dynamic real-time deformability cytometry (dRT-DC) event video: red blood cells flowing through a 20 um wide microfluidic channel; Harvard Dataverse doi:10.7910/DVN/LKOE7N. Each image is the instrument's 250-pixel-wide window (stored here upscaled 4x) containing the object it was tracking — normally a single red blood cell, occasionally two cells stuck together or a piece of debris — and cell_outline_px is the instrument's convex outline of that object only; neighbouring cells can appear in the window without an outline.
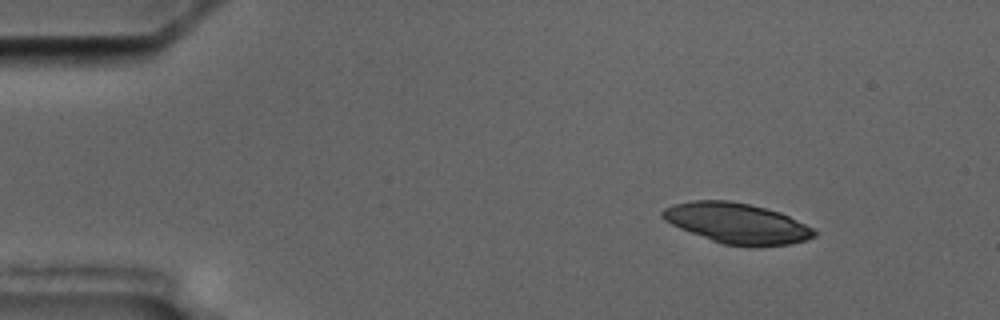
{"species": "common noctule bat (a hibernating species)", "species_latin": "Nyctalus noctula", "temperature_condition": "cold", "stored_images_in_passage": 4, "camera_frame_rate_fps": 3000, "um_per_image_px": 0.085, "animal": {"sex": "male", "body_mass_g": 17.5, "forearm_length_mm": 52.3}, "frame": {"image": 1, "passage_image": 2, "time_ms": 1.0, "image_size_px": [1000, 320], "cell_outline_px": [[816, 236], [808, 240], [792, 244], [756, 248], [752, 248], [724, 244], [712, 240], [680, 228], [664, 220], [660, 216], [660, 212], [664, 208], [672, 204], [692, 200], [728, 200], [748, 204], [780, 212], [812, 228], [816, 232]], "centroid_in_image_um": [62.64, 18.99], "position_along_channel_um": 22.4, "area_um2": 35.95}}